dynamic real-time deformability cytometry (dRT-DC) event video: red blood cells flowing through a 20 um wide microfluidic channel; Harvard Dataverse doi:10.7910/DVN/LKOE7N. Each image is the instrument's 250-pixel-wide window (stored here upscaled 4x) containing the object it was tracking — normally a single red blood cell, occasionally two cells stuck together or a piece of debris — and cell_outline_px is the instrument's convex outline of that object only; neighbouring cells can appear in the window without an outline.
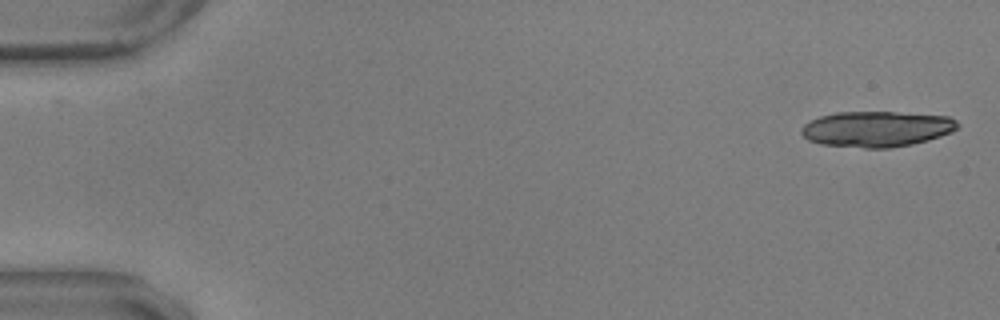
{"species": "common noctule bat (a hibernating species)", "species_latin": "Nyctalus noctula", "temperature_condition": "warm", "stored_images_in_passage": 19, "camera_frame_rate_fps": 3000, "um_per_image_px": 0.085, "animal": {"sex": "male", "body_mass_g": 17.9, "forearm_length_mm": 54.2}, "frame": {"image": 1, "passage_image": 1, "time_ms": 0.0, "image_size_px": [1000, 320], "cell_outline_px": [[960, 124], [952, 132], [928, 140], [912, 144], [888, 148], [864, 148], [820, 144], [808, 140], [800, 132], [800, 128], [804, 124], [820, 116], [836, 112], [896, 112], [948, 116], [956, 120]], "centroid_in_image_um": [74.5, 10.96], "position_along_channel_um": 10.5, "area_um2": 32.54}}